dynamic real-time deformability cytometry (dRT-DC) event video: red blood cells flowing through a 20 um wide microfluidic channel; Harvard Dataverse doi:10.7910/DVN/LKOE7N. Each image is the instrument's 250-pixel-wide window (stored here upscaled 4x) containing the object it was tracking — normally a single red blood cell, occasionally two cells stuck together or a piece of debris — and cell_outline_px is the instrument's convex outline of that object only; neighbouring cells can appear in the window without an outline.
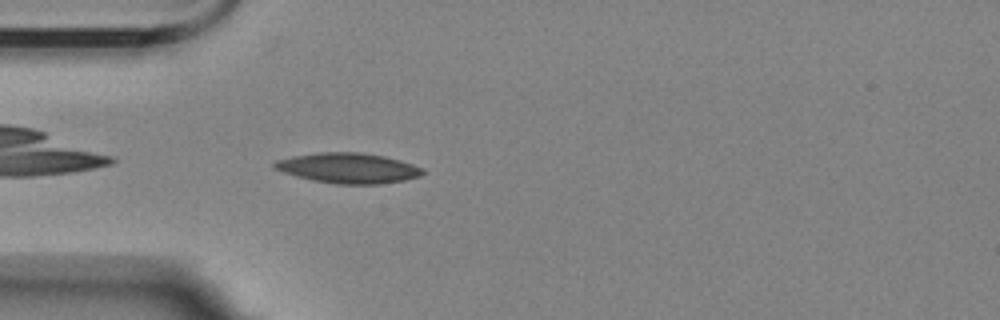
{"species": "Egyptian fruit bat (a non-hibernating species)", "species_latin": "Rousettus aegyptiacus", "temperature_condition": "room temperature", "stored_images_in_passage": 5, "camera_frame_rate_fps": 3000, "um_per_image_px": 0.085, "animal": {"sex": "female"}, "frame": {"image": 1, "passage_image": 5, "time_ms": 4.333, "image_size_px": [1000, 320], "cell_outline_px": [[424, 172], [420, 176], [404, 180], [376, 184], [336, 184], [312, 180], [296, 176], [272, 168], [272, 164], [276, 160], [292, 156], [316, 152], [360, 152], [384, 156], [400, 160], [424, 168]], "centroid_in_image_um": [29.57, 14.28], "position_along_channel_um": 55.4, "area_um2": 26.18}}